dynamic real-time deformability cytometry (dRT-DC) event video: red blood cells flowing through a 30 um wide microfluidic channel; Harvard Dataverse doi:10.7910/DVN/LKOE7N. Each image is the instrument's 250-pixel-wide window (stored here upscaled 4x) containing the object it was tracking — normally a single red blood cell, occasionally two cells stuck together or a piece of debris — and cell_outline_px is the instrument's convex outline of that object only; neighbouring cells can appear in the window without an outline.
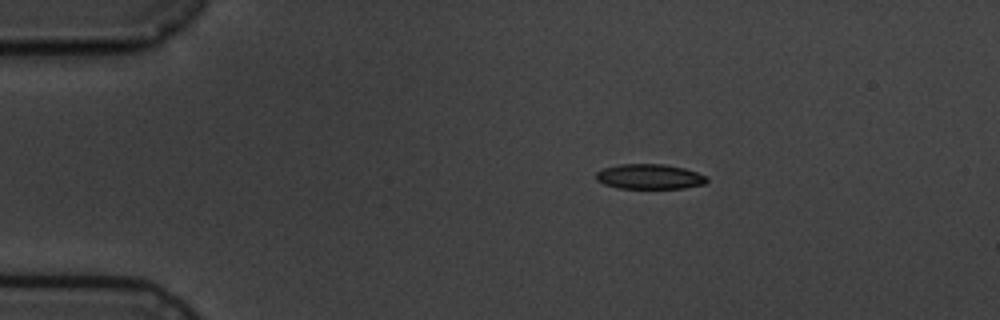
{"species": "common noctule bat (a hibernating species)", "species_latin": "Nyctalus noctula", "temperature_condition": "cold", "stored_images_in_passage": 4, "camera_frame_rate_fps": 3000, "um_per_image_px": 0.085, "animal": {"sex": "male", "body_mass_g": 19.5, "forearm_length_mm": 54.6}, "frame": {"image": 1, "passage_image": 1, "time_ms": 0.0, "image_size_px": [1000, 320], "cell_outline_px": [[708, 180], [704, 184], [684, 188], [616, 188], [604, 184], [596, 180], [596, 172], [604, 168], [620, 164], [664, 164], [684, 168], [708, 176]], "centroid_in_image_um": [55.21, 15.01], "position_along_channel_um": 29.8, "area_um2": 16.18}}
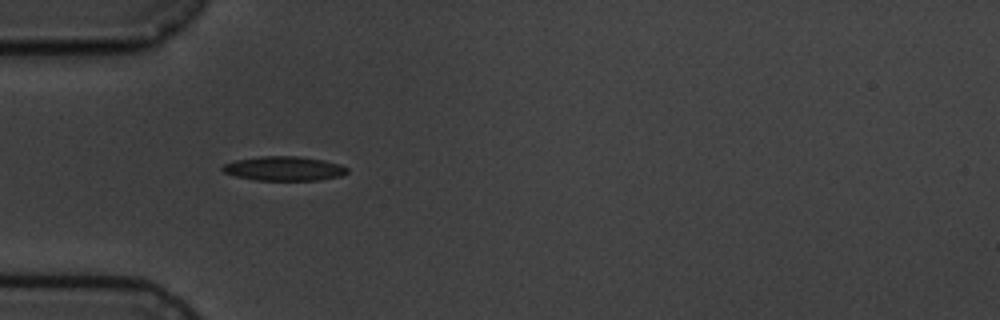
{"frame": {"image": 2, "passage_image": 3, "time_ms": 2.333, "image_size_px": [1000, 320], "cell_outline_px": [[348, 172], [340, 176], [320, 180], [256, 180], [236, 176], [224, 172], [220, 168], [224, 164], [236, 160], [260, 156], [300, 156], [324, 160], [340, 164], [348, 168]], "centroid_in_image_um": [24.16, 14.32], "position_along_channel_um": 60.8, "area_um2": 17.69}}
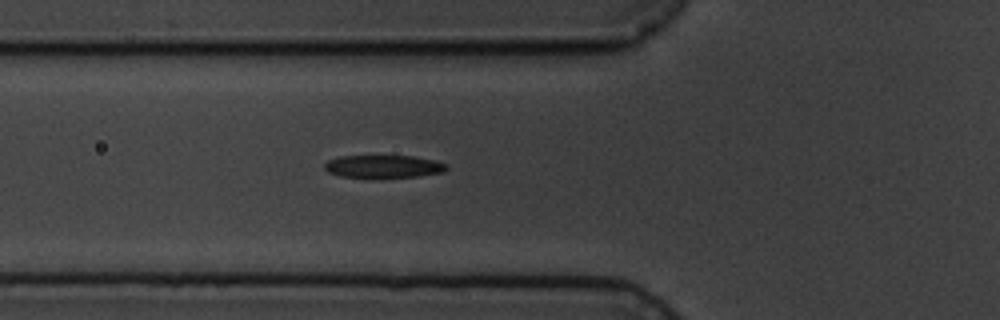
{"frame": {"image": 3, "passage_image": 4, "time_ms": 3.333, "image_size_px": [1000, 320], "cell_outline_px": [[448, 168], [444, 172], [416, 176], [340, 176], [328, 172], [324, 168], [324, 164], [328, 160], [340, 156], [412, 156], [432, 160], [448, 164]], "centroid_in_image_um": [32.59, 14.12], "position_along_channel_um": 93.2, "area_um2": 15.66}}